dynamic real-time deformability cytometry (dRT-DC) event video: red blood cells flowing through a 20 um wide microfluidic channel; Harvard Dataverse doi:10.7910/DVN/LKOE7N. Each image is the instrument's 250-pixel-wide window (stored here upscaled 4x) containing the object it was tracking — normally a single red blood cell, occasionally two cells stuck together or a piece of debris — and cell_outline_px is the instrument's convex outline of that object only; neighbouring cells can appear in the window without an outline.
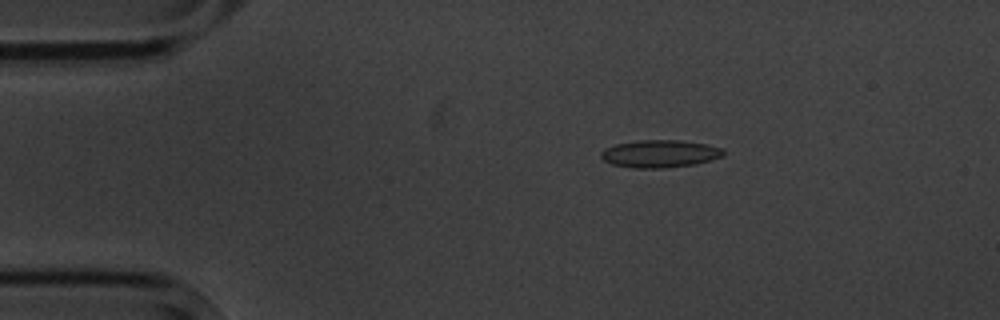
{"species": "common noctule bat (a hibernating species)", "species_latin": "Nyctalus noctula", "temperature_condition": "cold", "stored_images_in_passage": 4, "camera_frame_rate_fps": 3000, "um_per_image_px": 0.085, "animal": {"sex": "male", "body_mass_g": 20.1, "forearm_length_mm": 53.5}, "frame": {"image": 1, "passage_image": 3, "time_ms": 2.333, "image_size_px": [1000, 320], "cell_outline_px": [[724, 156], [712, 160], [696, 164], [664, 168], [632, 168], [612, 164], [604, 160], [600, 156], [600, 152], [604, 148], [616, 144], [636, 140], [680, 140], [708, 144], [724, 148]], "centroid_in_image_um": [56.11, 13.06], "position_along_channel_um": 28.9, "area_um2": 19.94}}